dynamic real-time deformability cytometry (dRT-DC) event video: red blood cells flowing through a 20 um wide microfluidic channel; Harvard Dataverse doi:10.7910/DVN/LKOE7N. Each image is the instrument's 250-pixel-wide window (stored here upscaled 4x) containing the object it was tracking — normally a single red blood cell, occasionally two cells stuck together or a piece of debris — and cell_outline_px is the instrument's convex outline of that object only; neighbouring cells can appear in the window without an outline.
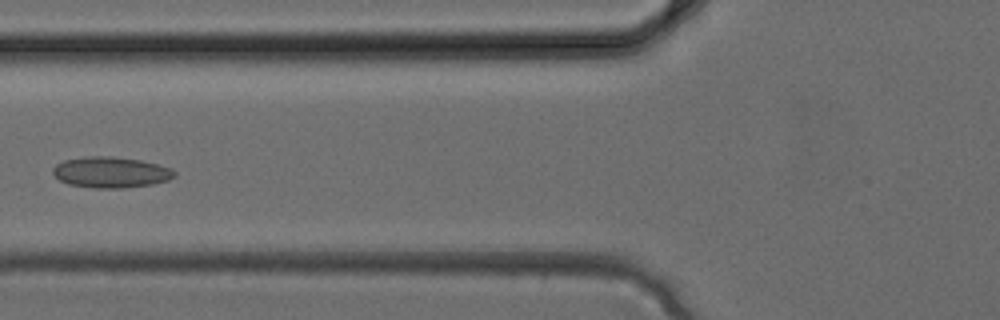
{"species": "common noctule bat (a hibernating species)", "species_latin": "Nyctalus noctula", "temperature_condition": "cold", "stored_images_in_passage": 4, "camera_frame_rate_fps": 3000, "um_per_image_px": 0.085, "animal": {"sex": "female", "body_mass_g": 24.6, "forearm_length_mm": 56.2}, "frame": {"image": 1, "passage_image": 4, "time_ms": 1.0, "image_size_px": [1000, 320], "cell_outline_px": [[176, 176], [168, 180], [152, 184], [124, 188], [96, 188], [68, 184], [60, 180], [52, 172], [52, 168], [56, 164], [64, 160], [84, 156], [112, 156], [140, 160], [172, 168], [176, 172]], "centroid_in_image_um": [9.42, 14.64], "position_along_channel_um": 116.4, "area_um2": 21.96}}